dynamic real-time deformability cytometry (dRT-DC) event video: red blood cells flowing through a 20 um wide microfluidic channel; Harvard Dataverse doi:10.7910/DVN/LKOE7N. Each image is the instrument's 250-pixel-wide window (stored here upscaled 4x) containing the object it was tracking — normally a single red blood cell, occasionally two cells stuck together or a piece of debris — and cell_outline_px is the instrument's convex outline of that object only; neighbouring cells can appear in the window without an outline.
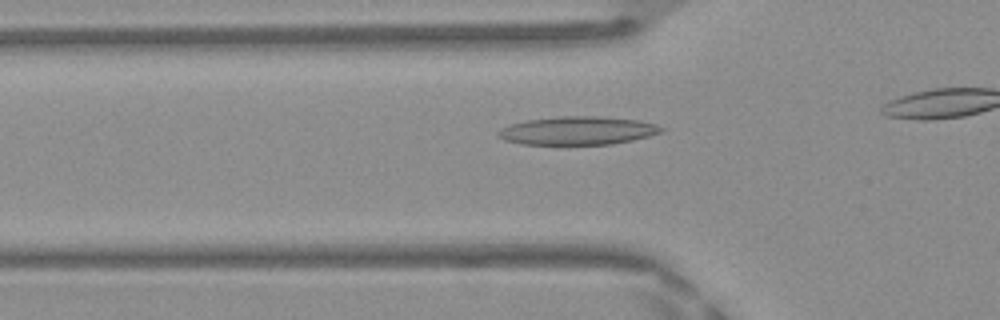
{"species": "Egyptian fruit bat (a non-hibernating species)", "species_latin": "Rousettus aegyptiacus", "temperature_condition": "warm", "stored_images_in_passage": 25, "camera_frame_rate_fps": 3000, "um_per_image_px": 0.085, "frame": {"image": 1, "passage_image": 2, "time_ms": 0.333, "image_size_px": [1000, 320], "cell_outline_px": [[664, 128], [660, 132], [648, 136], [632, 140], [612, 144], [520, 144], [504, 140], [496, 136], [496, 132], [500, 128], [508, 124], [528, 120], [560, 116], [596, 116], [640, 120], [656, 124]], "centroid_in_image_um": [49.05, 11.1], "position_along_channel_um": 76.8, "area_um2": 26.93}}
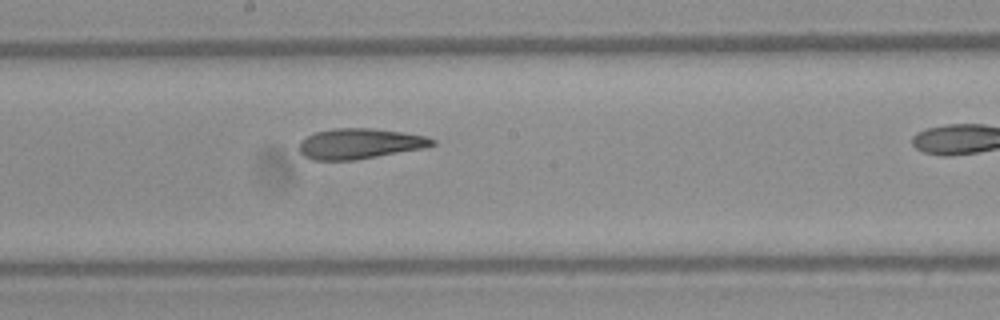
{"frame": {"image": 2, "passage_image": 12, "time_ms": 3.667, "image_size_px": [1000, 320], "cell_outline_px": [[436, 144], [424, 148], [356, 160], [312, 160], [304, 156], [300, 152], [300, 140], [316, 132], [332, 128], [372, 128], [404, 132], [428, 136], [436, 140]], "centroid_in_image_um": [30.61, 12.21], "position_along_channel_um": 217.6, "area_um2": 23.76}}
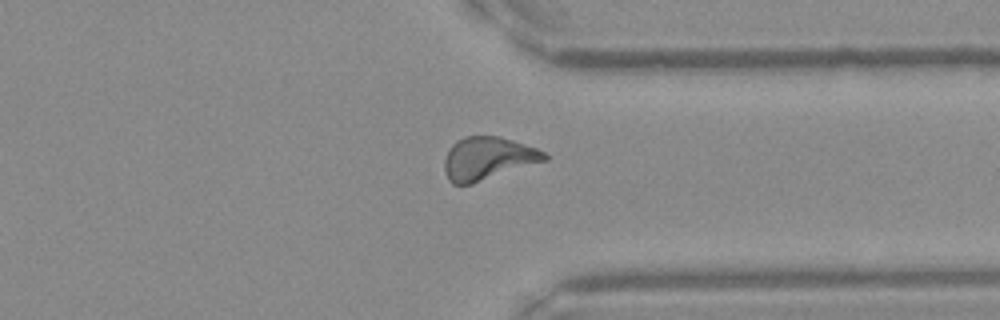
{"frame": {"image": 3, "passage_image": 23, "time_ms": 7.333, "image_size_px": [1000, 320], "cell_outline_px": [[548, 160], [472, 184], [452, 184], [448, 180], [444, 168], [444, 160], [448, 148], [456, 140], [464, 136], [500, 136], [536, 148], [544, 152], [548, 156]], "centroid_in_image_um": [41.44, 13.46], "position_along_channel_um": 370.0, "area_um2": 25.14}}